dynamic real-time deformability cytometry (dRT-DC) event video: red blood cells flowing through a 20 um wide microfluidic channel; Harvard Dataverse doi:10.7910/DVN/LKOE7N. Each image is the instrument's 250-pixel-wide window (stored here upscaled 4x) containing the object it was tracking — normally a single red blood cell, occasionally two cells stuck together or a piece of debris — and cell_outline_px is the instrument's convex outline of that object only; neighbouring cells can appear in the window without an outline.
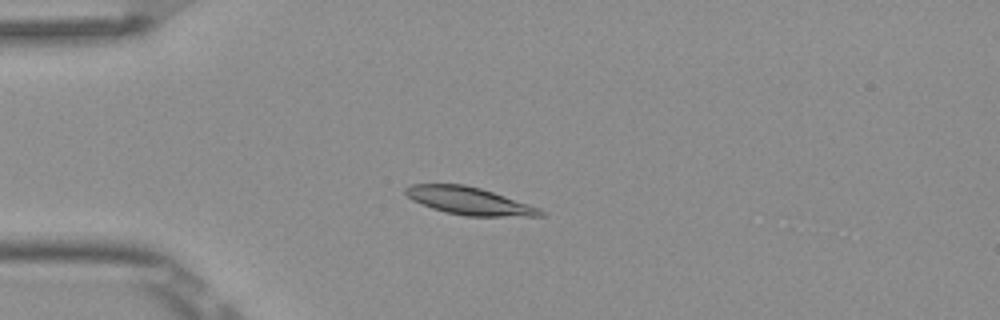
{"species": "Egyptian fruit bat (a non-hibernating species)", "species_latin": "Rousettus aegyptiacus", "temperature_condition": "room temperature", "stored_images_in_passage": 6, "camera_frame_rate_fps": 3000, "um_per_image_px": 0.085, "frame": {"image": 1, "passage_image": 4, "time_ms": 1.0, "image_size_px": [1000, 320], "cell_outline_px": [[544, 216], [464, 216], [444, 212], [432, 208], [412, 200], [404, 192], [404, 188], [408, 184], [464, 184], [480, 188], [540, 208], [544, 212]], "centroid_in_image_um": [39.84, 17.08], "position_along_channel_um": 45.2, "area_um2": 21.56}}
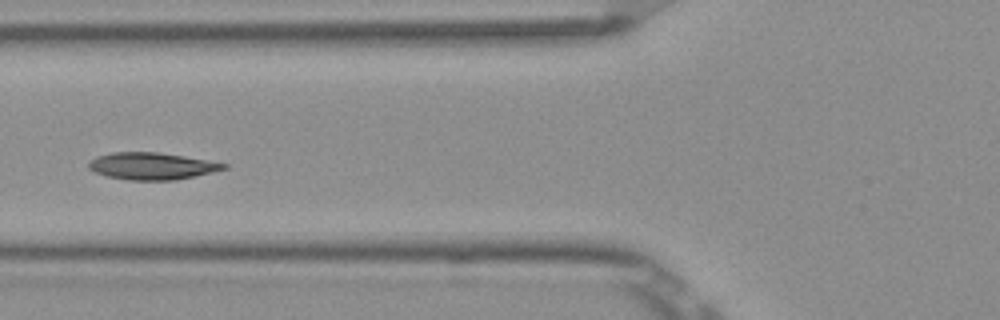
{"frame": {"image": 2, "passage_image": 6, "time_ms": 1.667, "image_size_px": [1000, 320], "cell_outline_px": [[228, 168], [212, 172], [176, 180], [128, 180], [108, 176], [96, 172], [88, 168], [88, 164], [96, 156], [112, 152], [156, 152], [184, 156], [228, 164]], "centroid_in_image_um": [12.91, 14.11], "position_along_channel_um": 112.9, "area_um2": 21.1}}